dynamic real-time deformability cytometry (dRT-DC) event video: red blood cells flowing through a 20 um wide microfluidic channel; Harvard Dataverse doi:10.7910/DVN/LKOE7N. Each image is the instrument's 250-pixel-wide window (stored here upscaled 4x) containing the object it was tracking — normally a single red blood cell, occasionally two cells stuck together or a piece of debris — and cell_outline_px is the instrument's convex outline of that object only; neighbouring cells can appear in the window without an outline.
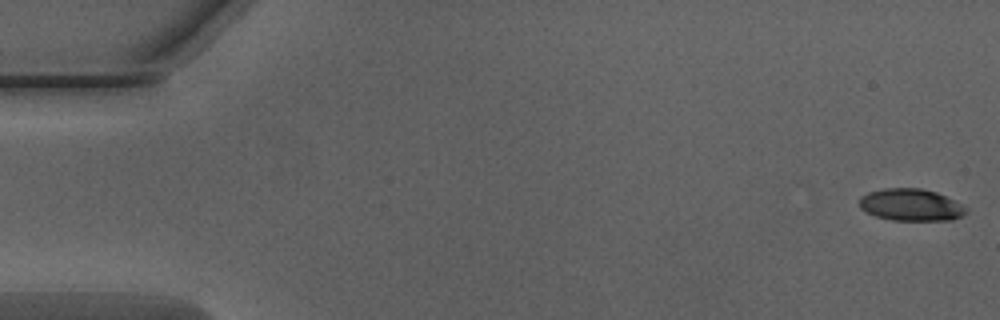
{"species": "Egyptian fruit bat (a non-hibernating species)", "species_latin": "Rousettus aegyptiacus", "temperature_condition": "warm", "stored_images_in_passage": 7, "camera_frame_rate_fps": 3000, "um_per_image_px": 0.085, "animal": {"sex": "male"}, "frame": {"image": 1, "passage_image": 1, "time_ms": 0.0, "image_size_px": [1000, 320], "cell_outline_px": [[968, 212], [964, 216], [952, 220], [892, 220], [876, 216], [860, 208], [860, 196], [868, 192], [884, 188], [920, 188], [936, 192], [968, 208]], "centroid_in_image_um": [77.44, 17.42], "position_along_channel_um": 7.6, "area_um2": 19.88}}